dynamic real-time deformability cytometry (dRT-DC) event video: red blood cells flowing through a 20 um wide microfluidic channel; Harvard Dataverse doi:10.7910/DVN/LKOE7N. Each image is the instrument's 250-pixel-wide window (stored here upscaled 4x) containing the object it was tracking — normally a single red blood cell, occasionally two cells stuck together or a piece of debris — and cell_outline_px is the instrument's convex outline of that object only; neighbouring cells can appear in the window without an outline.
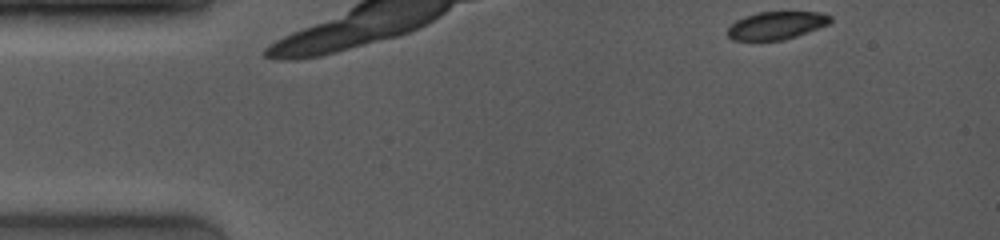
{"species": "common noctule bat (a hibernating species)", "species_latin": "Nyctalus noctula", "temperature_condition": "room temperature", "stored_images_in_passage": 19, "camera_frame_rate_fps": 4000, "um_per_image_px": 0.085, "animal": {"sex": "female", "body_mass_g": 19.0, "forearm_length_mm": 53.3}, "frame": {"image": 1, "passage_image": 1, "time_ms": 0.0, "image_size_px": [1000, 240], "cell_outline_px": [[832, 20], [828, 24], [796, 36], [784, 40], [732, 40], [728, 36], [728, 28], [736, 20], [744, 16], [756, 12], [820, 12], [832, 16]], "centroid_in_image_um": [65.98, 2.15], "position_along_channel_um": 19.0, "area_um2": 16.59}}